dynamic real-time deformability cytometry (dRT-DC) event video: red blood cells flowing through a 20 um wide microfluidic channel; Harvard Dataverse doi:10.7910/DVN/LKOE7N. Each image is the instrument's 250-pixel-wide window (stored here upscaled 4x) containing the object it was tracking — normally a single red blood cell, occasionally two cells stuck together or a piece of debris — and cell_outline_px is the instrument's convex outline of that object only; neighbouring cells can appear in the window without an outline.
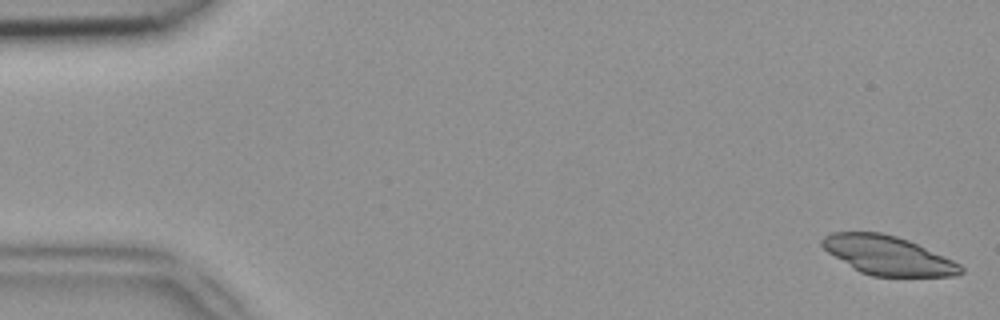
{"species": "common noctule bat (a hibernating species)", "species_latin": "Nyctalus noctula", "temperature_condition": "room temperature", "stored_images_in_passage": 49, "camera_frame_rate_fps": 3000, "um_per_image_px": 0.085, "animal": {"sex": "female", "body_mass_g": 18.4}, "frame": {"image": 1, "passage_image": 1, "time_ms": 0.0, "image_size_px": [1000, 320], "cell_outline_px": [[964, 272], [956, 276], [872, 276], [860, 272], [852, 268], [828, 252], [820, 244], [820, 240], [824, 236], [832, 232], [880, 232], [896, 236], [908, 240], [952, 260], [960, 264], [964, 268]], "centroid_in_image_um": [75.45, 21.71], "position_along_channel_um": 9.6, "area_um2": 31.27}}
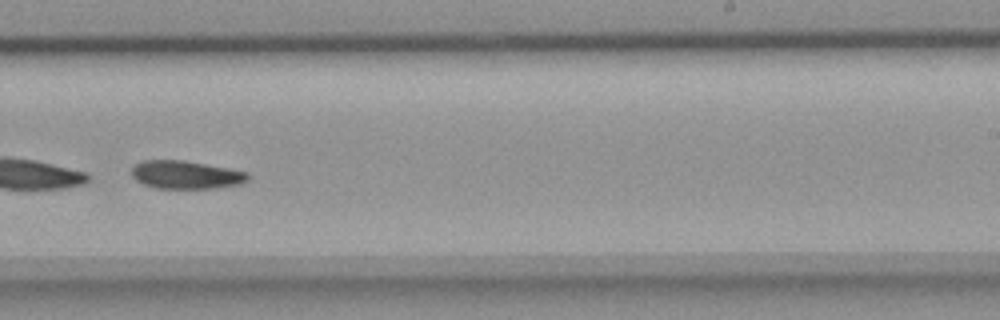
{"frame": {"image": 2, "passage_image": 31, "time_ms": 10.0, "image_size_px": [1000, 320], "cell_outline_px": [[248, 180], [240, 184], [216, 188], [156, 188], [144, 184], [136, 180], [132, 176], [132, 168], [140, 160], [184, 160], [228, 168], [248, 172]], "centroid_in_image_um": [15.79, 14.85], "position_along_channel_um": 273.2, "area_um2": 19.02}}
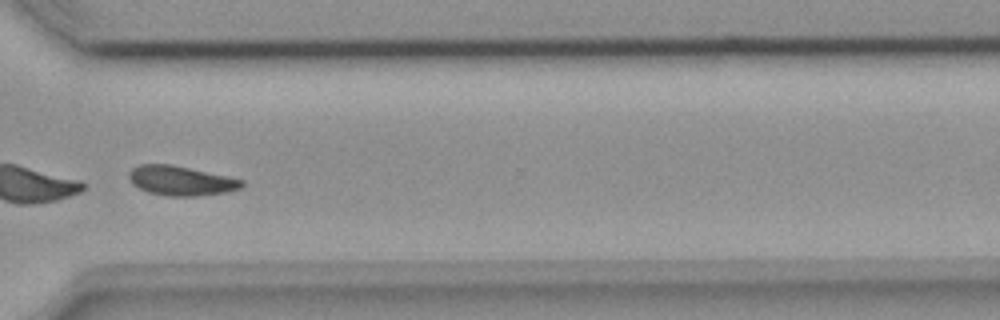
{"frame": {"image": 3, "passage_image": 37, "time_ms": 12.0, "image_size_px": [1000, 320], "cell_outline_px": [[244, 188], [228, 192], [196, 196], [168, 196], [148, 192], [132, 184], [128, 176], [128, 172], [132, 168], [140, 164], [172, 164], [228, 176], [244, 180]], "centroid_in_image_um": [15.41, 15.36], "position_along_channel_um": 355.2, "area_um2": 19.65}}